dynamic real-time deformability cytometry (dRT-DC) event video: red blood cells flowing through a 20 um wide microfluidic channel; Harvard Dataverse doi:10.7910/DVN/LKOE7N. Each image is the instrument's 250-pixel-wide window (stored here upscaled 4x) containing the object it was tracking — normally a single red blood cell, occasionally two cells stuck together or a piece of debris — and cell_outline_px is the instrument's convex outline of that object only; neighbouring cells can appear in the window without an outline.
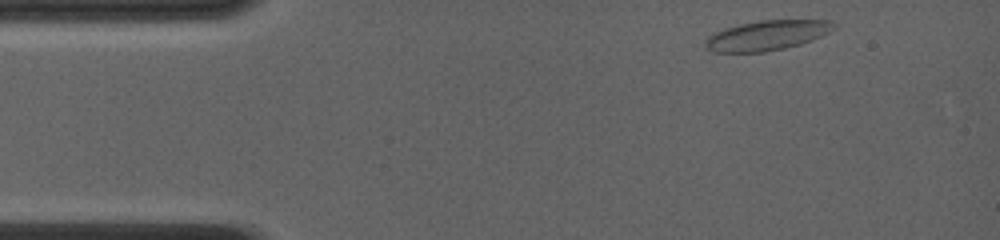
{"species": "common noctule bat (a hibernating species)", "species_latin": "Nyctalus noctula", "temperature_condition": "room temperature", "stored_images_in_passage": 12, "camera_frame_rate_fps": 4000, "um_per_image_px": 0.085, "animal": {"sex": "female", "body_mass_g": 19.0, "forearm_length_mm": 56.7}, "frame": {"image": 1, "passage_image": 1, "time_ms": 0.0, "image_size_px": [1000, 240], "cell_outline_px": [[836, 28], [812, 40], [800, 44], [784, 48], [764, 52], [712, 52], [704, 48], [704, 40], [712, 32], [724, 28], [740, 24], [760, 20], [832, 20], [836, 24]], "centroid_in_image_um": [65.14, 3.01], "position_along_channel_um": 19.9, "area_um2": 22.6}}